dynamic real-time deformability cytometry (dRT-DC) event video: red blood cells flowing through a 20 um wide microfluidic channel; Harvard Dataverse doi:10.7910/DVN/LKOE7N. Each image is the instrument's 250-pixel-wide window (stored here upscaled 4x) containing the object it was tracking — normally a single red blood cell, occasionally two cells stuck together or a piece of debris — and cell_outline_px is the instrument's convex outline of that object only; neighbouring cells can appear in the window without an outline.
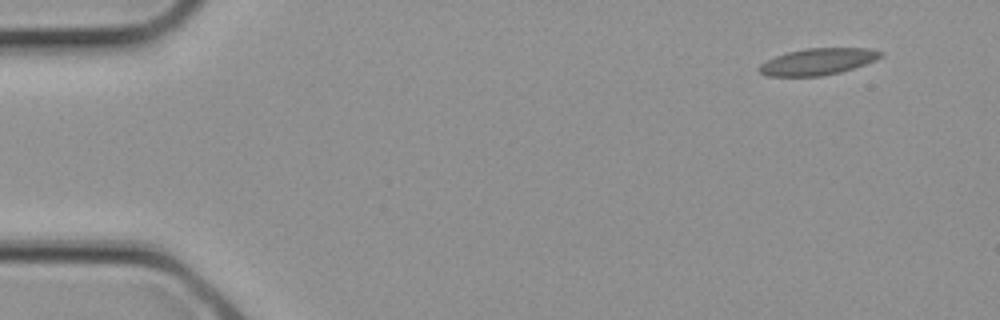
{"species": "common noctule bat (a hibernating species)", "species_latin": "Nyctalus noctula", "temperature_condition": "cold", "stored_images_in_passage": 3, "camera_frame_rate_fps": 3000, "um_per_image_px": 0.085, "animal": {"sex": "female", "body_mass_g": 21.9}, "frame": {"image": 1, "passage_image": 1, "time_ms": 0.0, "image_size_px": [1000, 320], "cell_outline_px": [[884, 56], [876, 60], [840, 72], [820, 76], [768, 76], [760, 72], [756, 68], [760, 64], [776, 56], [788, 52], [804, 48], [872, 48], [884, 52]], "centroid_in_image_um": [69.54, 5.23], "position_along_channel_um": 15.5, "area_um2": 18.84}}
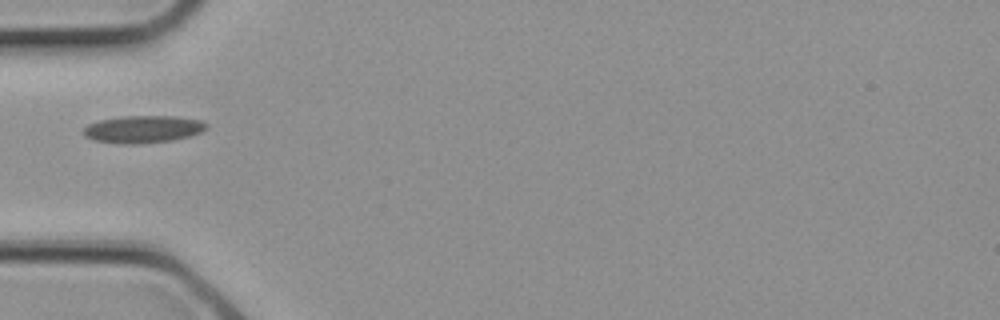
{"frame": {"image": 2, "passage_image": 3, "time_ms": 0.667, "image_size_px": [1000, 320], "cell_outline_px": [[208, 128], [192, 136], [172, 140], [140, 144], [120, 144], [92, 140], [84, 136], [84, 128], [88, 124], [100, 120], [124, 116], [172, 116], [200, 120], [208, 124]], "centroid_in_image_um": [12.16, 10.99], "position_along_channel_um": 72.8, "area_um2": 19.71}}